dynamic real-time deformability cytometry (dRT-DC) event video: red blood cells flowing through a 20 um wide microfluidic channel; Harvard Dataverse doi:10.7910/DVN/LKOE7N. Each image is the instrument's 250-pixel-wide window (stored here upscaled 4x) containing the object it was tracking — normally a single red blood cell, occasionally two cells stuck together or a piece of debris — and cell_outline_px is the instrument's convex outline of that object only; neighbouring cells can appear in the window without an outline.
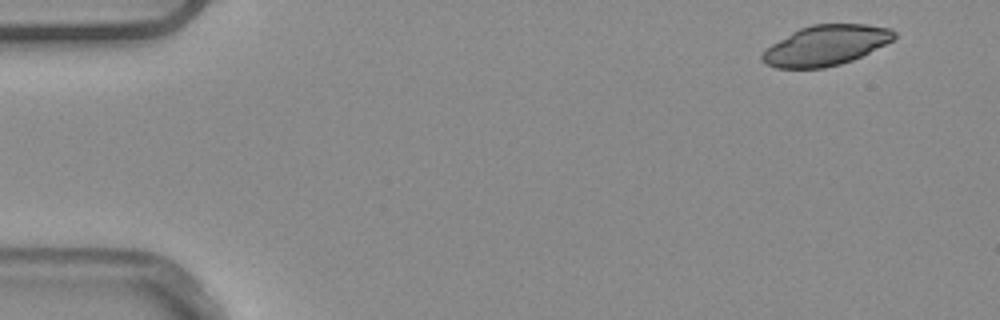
{"species": "common noctule bat (a hibernating species)", "species_latin": "Nyctalus noctula", "temperature_condition": "warm", "stored_images_in_passage": 5, "segment_of_instrument_passage": [1, 2], "camera_frame_rate_fps": 3000, "um_per_image_px": 0.085, "animal": {"sex": "male", "body_mass_g": 20.4}, "frame": {"image": 1, "passage_image": 1, "time_ms": 0.0, "image_size_px": [1000, 320], "cell_outline_px": [[896, 36], [892, 40], [852, 60], [840, 64], [824, 68], [776, 68], [764, 64], [760, 60], [760, 56], [772, 44], [792, 32], [800, 28], [812, 24], [864, 24], [892, 28], [896, 32]], "centroid_in_image_um": [70.17, 3.86], "position_along_channel_um": 14.8, "area_um2": 30.69}}